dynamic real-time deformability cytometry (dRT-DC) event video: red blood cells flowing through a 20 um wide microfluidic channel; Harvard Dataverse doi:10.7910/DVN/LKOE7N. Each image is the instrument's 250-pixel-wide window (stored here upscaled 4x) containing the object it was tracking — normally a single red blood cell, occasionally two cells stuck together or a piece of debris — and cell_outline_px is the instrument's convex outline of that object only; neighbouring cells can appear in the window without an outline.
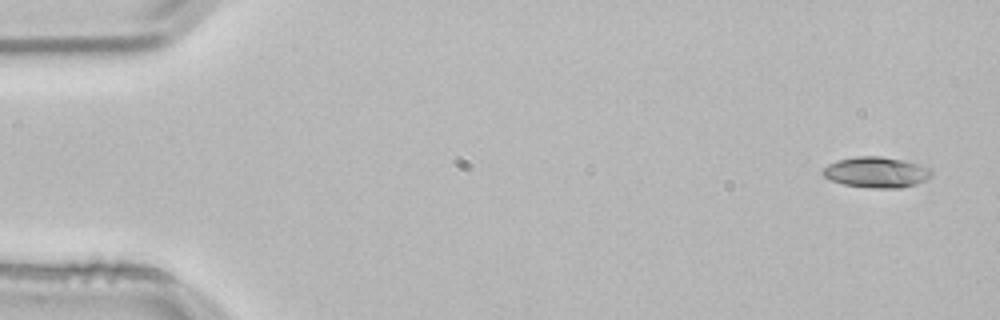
{"species": "common noctule bat (a hibernating species)", "species_latin": "Nyctalus noctula", "temperature_condition": "room temperature", "stored_images_in_passage": 52, "camera_frame_rate_fps": 3000, "um_per_image_px": 0.085, "animal": {"sex": "male", "body_mass_g": 21.5, "forearm_length_mm": 52.0}, "frame": {"image": 1, "passage_image": 1, "time_ms": 0.0, "image_size_px": [1000, 320], "cell_outline_px": [[932, 176], [916, 184], [900, 188], [872, 188], [844, 184], [832, 180], [824, 176], [820, 172], [828, 164], [836, 160], [856, 156], [880, 156], [920, 164], [932, 168]], "centroid_in_image_um": [74.49, 14.64], "position_along_channel_um": 10.5, "area_um2": 19.48}}
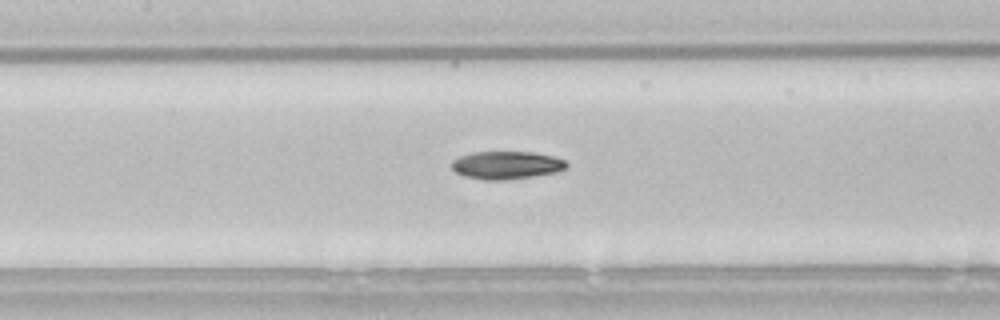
{"frame": {"image": 2, "passage_image": 23, "time_ms": 7.333, "image_size_px": [1000, 320], "cell_outline_px": [[568, 164], [564, 168], [556, 172], [532, 176], [504, 180], [484, 180], [464, 176], [456, 172], [452, 168], [452, 160], [460, 156], [472, 152], [532, 152], [552, 156], [564, 160]], "centroid_in_image_um": [43.01, 14.03], "position_along_channel_um": 164.4, "area_um2": 18.5}}
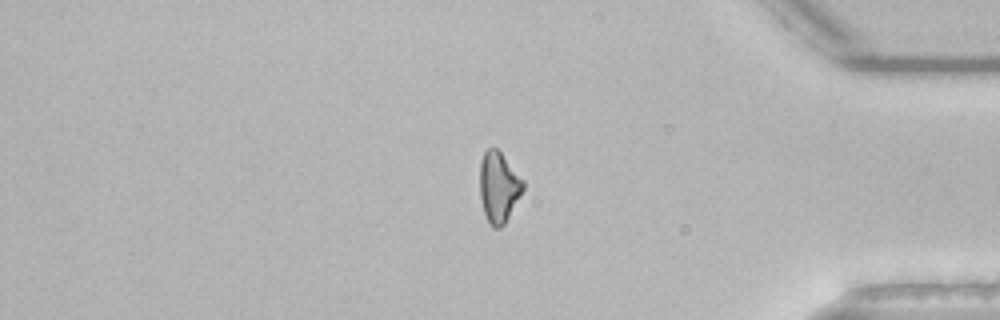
{"frame": {"image": 3, "passage_image": 43, "time_ms": 14.0, "image_size_px": [1000, 320], "cell_outline_px": [[524, 188], [504, 224], [500, 228], [492, 228], [488, 224], [484, 212], [480, 196], [480, 160], [484, 152], [488, 148], [496, 148], [500, 152], [524, 180]], "centroid_in_image_um": [42.37, 15.91], "position_along_channel_um": 392.8, "area_um2": 17.69}, "authors_computed_cell_mechanics": {"area_um2": 18.4382, "velocity_mm_per_s": 3.8361, "shape_relaxation_time_tau1_ms": 6.6224, "shape_relaxation_time_tau2_ms": null, "deformation_change_tau1": 0.1815, "deformation_change_tau2": null}}